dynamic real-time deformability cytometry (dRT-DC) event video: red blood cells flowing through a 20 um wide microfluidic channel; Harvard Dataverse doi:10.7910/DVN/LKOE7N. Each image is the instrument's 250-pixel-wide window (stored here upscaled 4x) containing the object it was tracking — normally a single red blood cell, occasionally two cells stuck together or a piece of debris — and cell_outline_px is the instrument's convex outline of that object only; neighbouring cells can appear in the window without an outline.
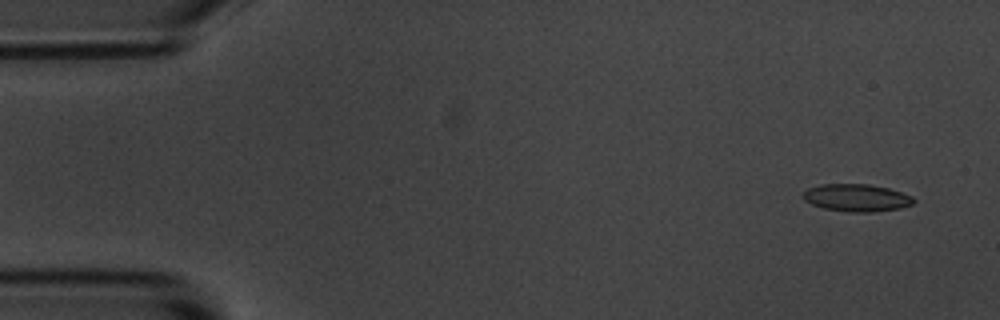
{"species": "common noctule bat (a hibernating species)", "species_latin": "Nyctalus noctula", "temperature_condition": "room temperature", "stored_images_in_passage": 55, "camera_frame_rate_fps": 3000, "um_per_image_px": 0.085, "animal": {"sex": "male", "body_mass_g": 20.1, "forearm_length_mm": 53.5}, "frame": {"image": 1, "passage_image": 3, "time_ms": 0.667, "image_size_px": [1000, 320], "cell_outline_px": [[916, 200], [912, 204], [900, 208], [872, 212], [848, 212], [824, 208], [812, 204], [804, 200], [800, 196], [808, 188], [820, 184], [868, 184], [888, 188], [912, 196]], "centroid_in_image_um": [72.79, 16.81], "position_along_channel_um": 12.2, "area_um2": 17.69}}
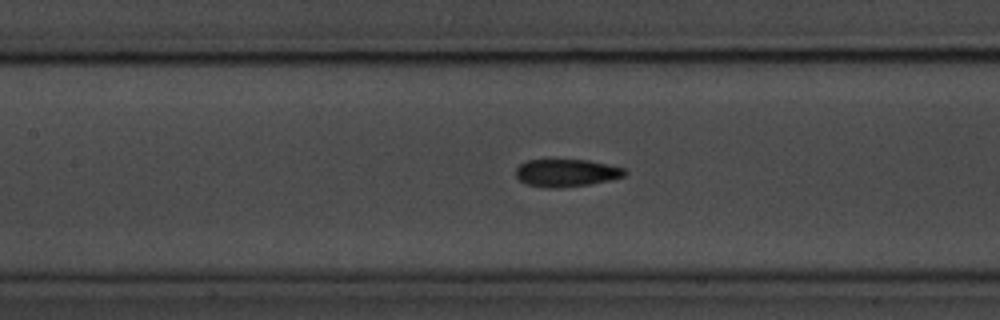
{"frame": {"image": 2, "passage_image": 24, "time_ms": 7.667, "image_size_px": [1000, 320], "cell_outline_px": [[628, 172], [624, 176], [608, 180], [588, 184], [560, 188], [544, 188], [528, 184], [520, 180], [516, 176], [516, 168], [520, 164], [528, 160], [588, 160], [624, 168]], "centroid_in_image_um": [48.13, 14.7], "position_along_channel_um": 159.3, "area_um2": 17.34}}
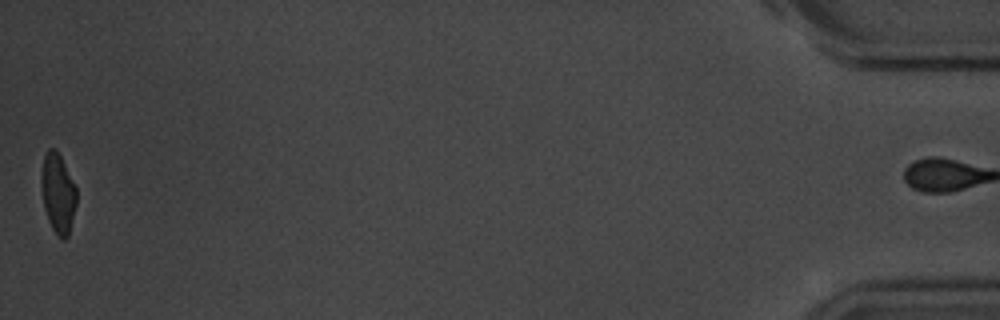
{"frame": {"image": 3, "passage_image": 54, "time_ms": 17.667, "image_size_px": [1000, 320], "cell_outline_px": [[76, 204], [68, 236], [64, 240], [60, 240], [52, 228], [48, 220], [44, 208], [40, 180], [44, 156], [48, 148], [52, 148], [60, 156], [76, 188]], "centroid_in_image_um": [4.91, 16.47], "position_along_channel_um": 430.3, "area_um2": 16.13}}